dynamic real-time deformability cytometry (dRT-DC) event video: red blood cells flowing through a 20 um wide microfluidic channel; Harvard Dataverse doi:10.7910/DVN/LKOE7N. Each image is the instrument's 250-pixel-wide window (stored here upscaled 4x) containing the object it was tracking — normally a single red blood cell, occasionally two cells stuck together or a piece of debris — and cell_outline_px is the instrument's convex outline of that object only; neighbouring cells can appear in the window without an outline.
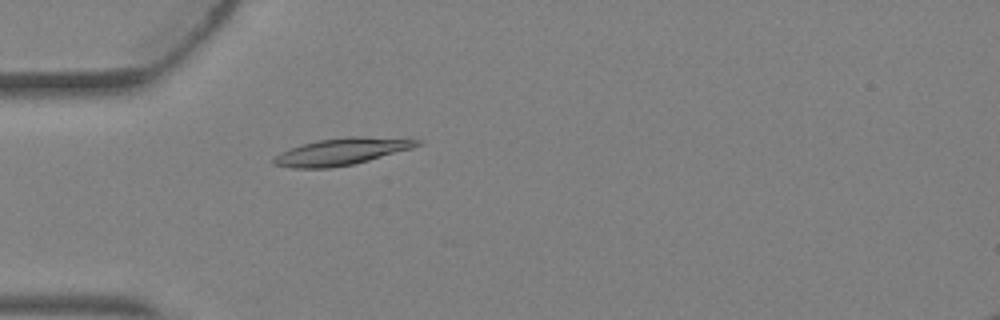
{"species": "Egyptian fruit bat (a non-hibernating species)", "species_latin": "Rousettus aegyptiacus", "temperature_condition": "warm", "stored_images_in_passage": 2, "camera_frame_rate_fps": 3000, "um_per_image_px": 0.085, "animal": {"sex": "female"}, "frame": {"image": 1, "passage_image": 1, "time_ms": 0.0, "image_size_px": [1000, 320], "cell_outline_px": [[424, 140], [420, 144], [412, 148], [368, 160], [352, 164], [328, 168], [292, 168], [272, 164], [272, 160], [280, 152], [316, 140], [344, 136], [360, 136]], "centroid_in_image_um": [29.01, 12.88], "position_along_channel_um": 56.0, "area_um2": 22.25}}